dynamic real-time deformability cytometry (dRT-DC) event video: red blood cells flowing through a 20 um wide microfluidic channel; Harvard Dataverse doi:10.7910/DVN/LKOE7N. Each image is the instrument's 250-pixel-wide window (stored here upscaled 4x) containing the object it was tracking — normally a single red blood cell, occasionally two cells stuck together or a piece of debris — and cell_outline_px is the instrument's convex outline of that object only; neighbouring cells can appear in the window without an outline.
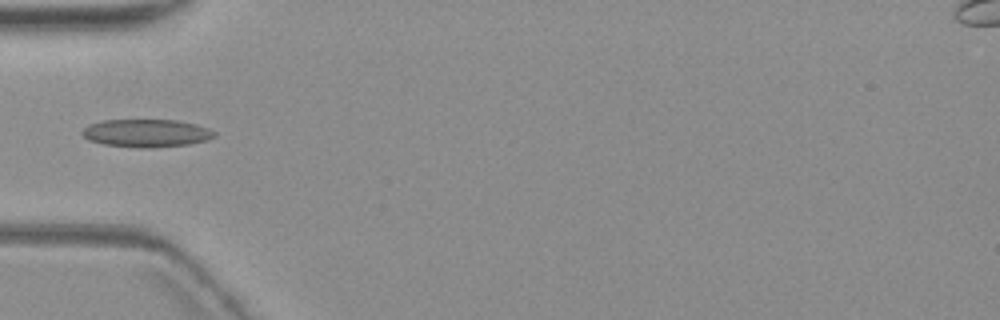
{"species": "common noctule bat (a hibernating species)", "species_latin": "Nyctalus noctula", "temperature_condition": "warm", "stored_images_in_passage": 7, "camera_frame_rate_fps": 3000, "um_per_image_px": 0.085, "animal": {"sex": "female", "body_mass_g": 19.3, "forearm_length_mm": 54.1}, "frame": {"image": 1, "passage_image": 5, "time_ms": 5.0, "image_size_px": [1000, 320], "cell_outline_px": [[216, 136], [208, 140], [188, 144], [148, 148], [140, 148], [104, 144], [88, 140], [80, 132], [88, 124], [104, 120], [176, 120], [196, 124], [208, 128], [216, 132]], "centroid_in_image_um": [12.45, 11.31], "position_along_channel_um": 72.6, "area_um2": 21.5}}
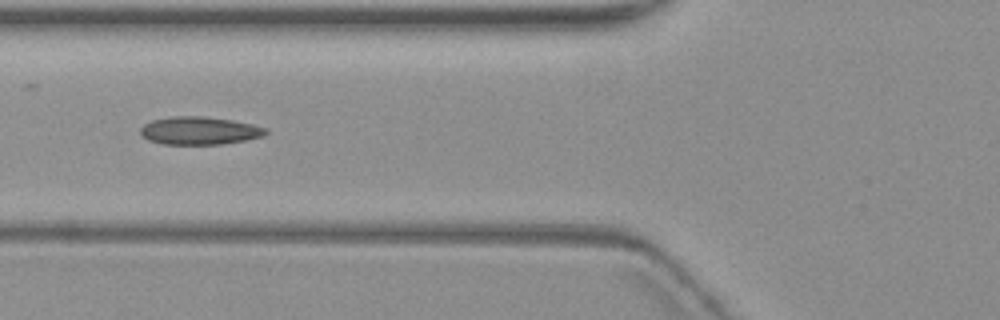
{"frame": {"image": 2, "passage_image": 6, "time_ms": 6.0, "image_size_px": [1000, 320], "cell_outline_px": [[268, 132], [264, 136], [248, 140], [220, 144], [160, 144], [148, 140], [140, 136], [140, 128], [144, 124], [152, 120], [172, 116], [200, 116], [232, 120], [252, 124], [268, 128]], "centroid_in_image_um": [16.95, 11.11], "position_along_channel_um": 108.9, "area_um2": 20.58}}
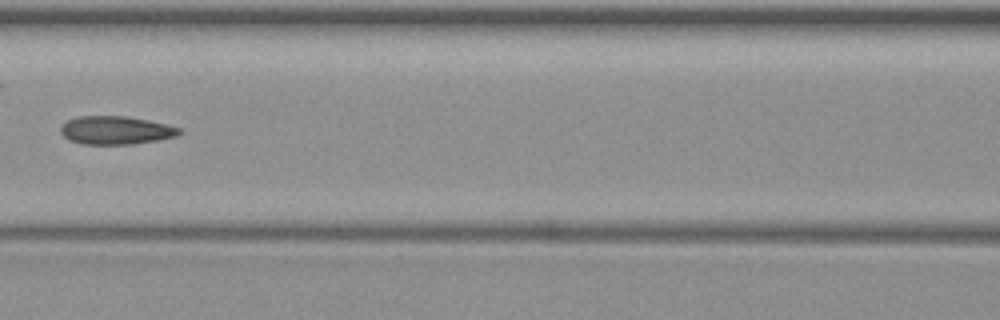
{"frame": {"image": 3, "passage_image": 7, "time_ms": 7.333, "image_size_px": [1000, 320], "cell_outline_px": [[180, 132], [176, 136], [160, 140], [132, 144], [80, 144], [68, 140], [60, 132], [60, 128], [68, 120], [76, 116], [124, 116], [148, 120], [168, 124], [180, 128]], "centroid_in_image_um": [9.83, 11.07], "position_along_channel_um": 156.8, "area_um2": 19.59}}